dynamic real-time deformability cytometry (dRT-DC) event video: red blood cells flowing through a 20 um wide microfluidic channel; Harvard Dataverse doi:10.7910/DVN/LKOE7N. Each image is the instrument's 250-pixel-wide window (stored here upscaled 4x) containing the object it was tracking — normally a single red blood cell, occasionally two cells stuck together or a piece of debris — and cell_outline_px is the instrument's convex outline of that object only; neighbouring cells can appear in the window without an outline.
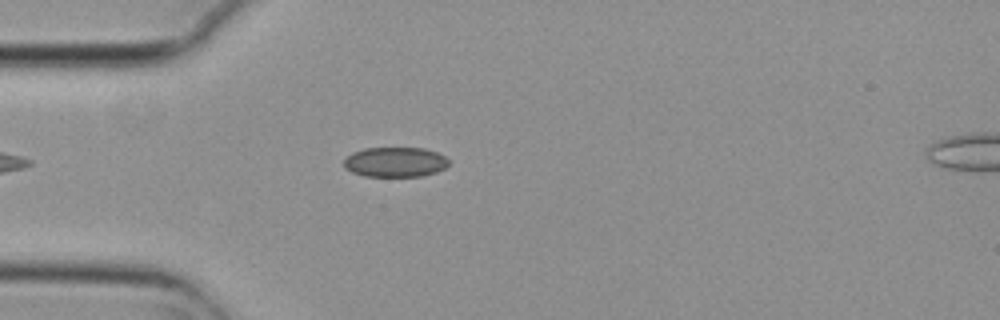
{"species": "common noctule bat (a hibernating species)", "species_latin": "Nyctalus noctula", "temperature_condition": "cold", "stored_images_in_passage": 5, "camera_frame_rate_fps": 3000, "um_per_image_px": 0.085, "animal": {"sex": "female", "body_mass_g": 29.2, "forearm_length_mm": 56.3}, "frame": {"image": 1, "passage_image": 5, "time_ms": 1.333, "image_size_px": [1000, 320], "cell_outline_px": [[448, 164], [444, 168], [436, 172], [420, 176], [364, 176], [352, 172], [344, 168], [344, 160], [352, 152], [364, 148], [424, 148], [436, 152], [444, 156], [448, 160]], "centroid_in_image_um": [33.56, 13.77], "position_along_channel_um": 51.4, "area_um2": 18.21}}